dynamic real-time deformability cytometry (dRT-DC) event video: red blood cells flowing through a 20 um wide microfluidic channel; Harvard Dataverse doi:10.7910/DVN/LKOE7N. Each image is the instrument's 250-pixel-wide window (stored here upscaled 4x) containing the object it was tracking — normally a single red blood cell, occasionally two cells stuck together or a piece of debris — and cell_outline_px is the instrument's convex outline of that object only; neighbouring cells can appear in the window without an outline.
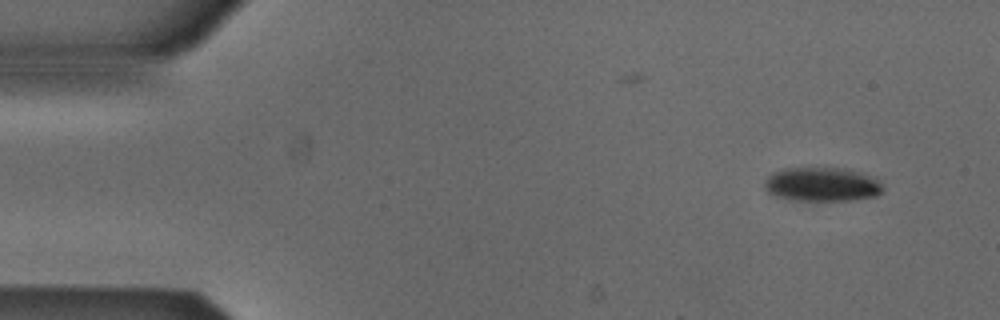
{"species": "Egyptian fruit bat (a non-hibernating species)", "species_latin": "Rousettus aegyptiacus", "temperature_condition": "cold", "stored_images_in_passage": 4, "camera_frame_rate_fps": 3000, "um_per_image_px": 0.085, "animal": {"sex": "male"}, "frame": {"image": 1, "passage_image": 1, "time_ms": 0.0, "image_size_px": [1000, 320], "cell_outline_px": [[884, 188], [876, 196], [852, 200], [792, 200], [772, 196], [764, 188], [764, 180], [772, 172], [784, 168], [824, 164], [844, 168], [876, 176], [880, 180]], "centroid_in_image_um": [69.85, 15.61], "position_along_channel_um": 15.1, "area_um2": 24.74}}
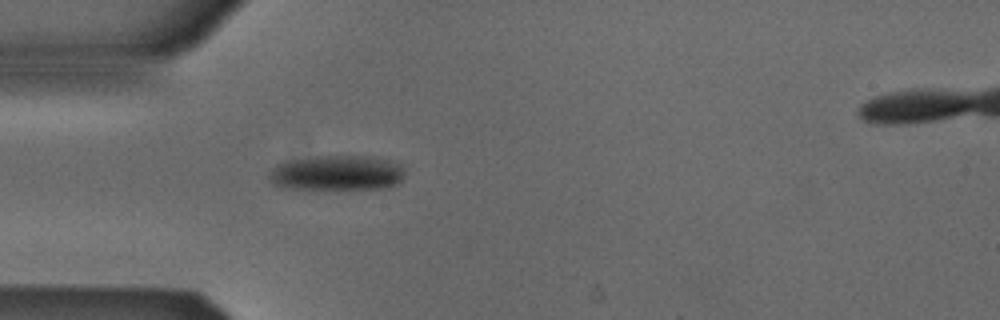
{"frame": {"image": 2, "passage_image": 4, "time_ms": 1.0, "image_size_px": [1000, 320], "cell_outline_px": [[404, 176], [400, 184], [388, 188], [336, 192], [280, 188], [272, 184], [268, 180], [268, 176], [276, 164], [284, 160], [316, 156], [372, 156], [388, 160], [400, 164], [404, 168]], "centroid_in_image_um": [28.62, 14.76], "position_along_channel_um": 56.4, "area_um2": 29.65}}